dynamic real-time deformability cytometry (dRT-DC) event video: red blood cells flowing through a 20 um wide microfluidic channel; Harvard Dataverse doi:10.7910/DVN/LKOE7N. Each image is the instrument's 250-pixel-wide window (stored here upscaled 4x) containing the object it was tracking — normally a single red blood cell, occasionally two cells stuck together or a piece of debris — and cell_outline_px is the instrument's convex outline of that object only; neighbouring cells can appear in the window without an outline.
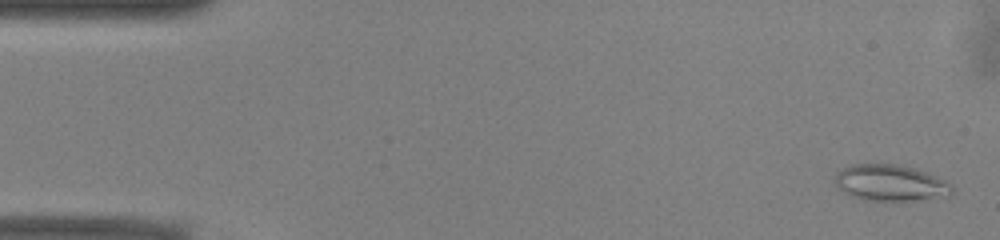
{"species": "common noctule bat (a hibernating species)", "species_latin": "Nyctalus noctula", "temperature_condition": "warm", "stored_images_in_passage": 53, "camera_frame_rate_fps": 3000, "um_per_image_px": 0.085, "animal": {"sex": "male", "body_mass_g": 13.0, "forearm_length_mm": 53.1}, "frame": {"image": 1, "passage_image": 2, "time_ms": 0.333, "image_size_px": [1000, 240], "cell_outline_px": [[952, 196], [912, 200], [864, 200], [852, 196], [844, 192], [836, 184], [836, 172], [848, 164], [896, 164], [912, 168], [924, 172], [944, 180], [952, 184]], "centroid_in_image_um": [75.68, 15.54], "position_along_channel_um": 9.3, "area_um2": 24.51}}
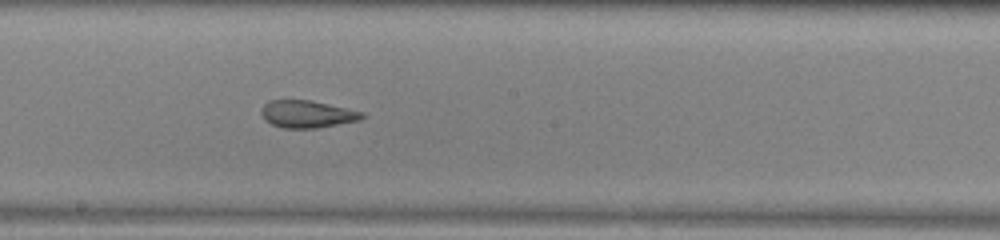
{"frame": {"image": 2, "passage_image": 28, "time_ms": 9.0, "image_size_px": [1000, 240], "cell_outline_px": [[368, 116], [360, 120], [316, 128], [284, 128], [272, 124], [264, 120], [260, 112], [260, 108], [268, 100], [312, 100], [364, 112]], "centroid_in_image_um": [26.11, 9.69], "position_along_channel_um": 222.1, "area_um2": 16.24}}
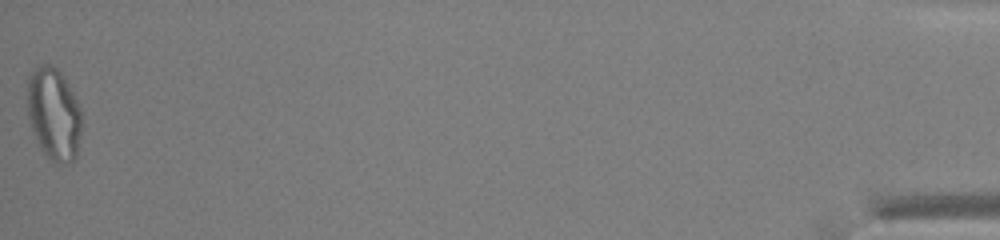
{"frame": {"image": 3, "passage_image": 52, "time_ms": 17.0, "image_size_px": [1000, 240], "cell_outline_px": [[80, 132], [76, 156], [68, 164], [60, 164], [48, 160], [40, 148], [32, 128], [28, 116], [28, 76], [40, 64], [52, 64], [64, 76], [80, 108]], "centroid_in_image_um": [4.56, 9.7], "position_along_channel_um": 430.6, "area_um2": 29.02}}